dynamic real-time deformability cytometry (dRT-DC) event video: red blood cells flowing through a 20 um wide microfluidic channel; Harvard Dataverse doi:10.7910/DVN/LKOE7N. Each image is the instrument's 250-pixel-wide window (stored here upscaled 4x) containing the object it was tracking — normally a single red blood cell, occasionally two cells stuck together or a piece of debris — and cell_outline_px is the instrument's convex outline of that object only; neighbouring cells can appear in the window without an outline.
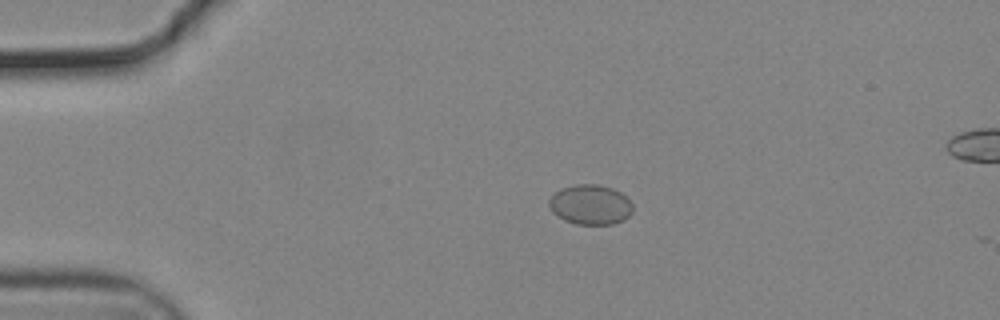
{"species": "common noctule bat (a hibernating species)", "species_latin": "Nyctalus noctula", "temperature_condition": "cold", "stored_images_in_passage": 46, "camera_frame_rate_fps": 3000, "um_per_image_px": 0.085, "animal": {"sex": "male", "body_mass_g": 19.2, "forearm_length_mm": 51.8}, "frame": {"image": 1, "passage_image": 3, "time_ms": 0.667, "image_size_px": [1000, 320], "cell_outline_px": [[632, 212], [624, 220], [612, 224], [576, 224], [564, 220], [552, 212], [548, 204], [548, 200], [560, 188], [572, 184], [600, 184], [612, 188], [620, 192], [632, 204]], "centroid_in_image_um": [50.16, 17.38], "position_along_channel_um": 34.8, "area_um2": 19.54}}
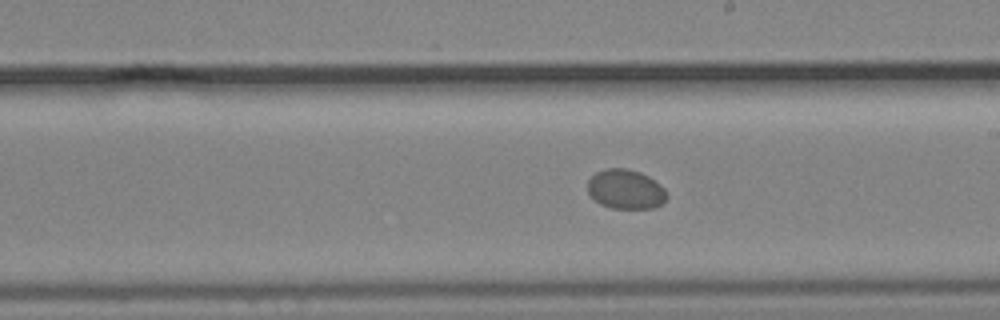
{"frame": {"image": 2, "passage_image": 23, "time_ms": 7.333, "image_size_px": [1000, 320], "cell_outline_px": [[668, 196], [660, 204], [652, 208], [612, 208], [600, 204], [588, 192], [588, 180], [596, 172], [604, 168], [628, 168], [640, 172], [648, 176], [660, 184], [664, 188]], "centroid_in_image_um": [53.17, 16.07], "position_along_channel_um": 235.8, "area_um2": 18.15}}
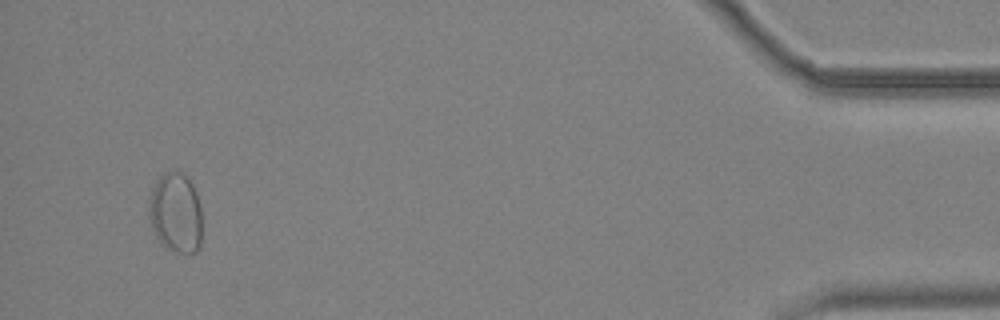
{"frame": {"image": 3, "passage_image": 44, "time_ms": 14.333, "image_size_px": [1000, 320], "cell_outline_px": [[200, 248], [196, 252], [176, 252], [160, 244], [156, 236], [148, 212], [152, 188], [156, 180], [164, 172], [184, 172], [192, 184], [196, 192], [200, 204]], "centroid_in_image_um": [14.94, 18.08], "position_along_channel_um": 420.3, "area_um2": 24.62}}